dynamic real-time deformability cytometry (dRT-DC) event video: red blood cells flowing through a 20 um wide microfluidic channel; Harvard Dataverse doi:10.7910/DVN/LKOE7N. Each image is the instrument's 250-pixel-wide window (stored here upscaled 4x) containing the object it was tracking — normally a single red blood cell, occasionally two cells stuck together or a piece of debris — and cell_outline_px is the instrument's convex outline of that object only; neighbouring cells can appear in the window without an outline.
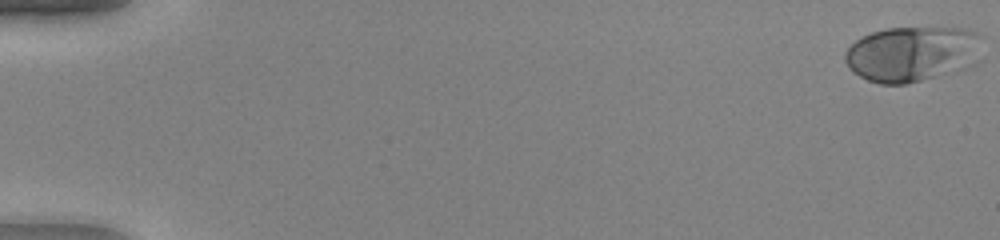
{"species": "human", "species_latin": "Homo sapiens", "temperature_condition": "warm", "stored_images_in_passage": 10, "camera_frame_rate_fps": 3000, "um_per_image_px": 0.085, "donor": {"sex": "female"}, "frame": {"image": 1, "passage_image": 1, "time_ms": 0.0, "image_size_px": [1000, 240], "cell_outline_px": [[980, 60], [976, 64], [964, 68], [920, 80], [904, 84], [880, 84], [868, 80], [852, 72], [844, 60], [844, 52], [856, 40], [872, 32], [884, 28], [960, 28], [976, 32]], "centroid_in_image_um": [77.49, 4.58], "position_along_channel_um": 7.5, "area_um2": 43.87}}